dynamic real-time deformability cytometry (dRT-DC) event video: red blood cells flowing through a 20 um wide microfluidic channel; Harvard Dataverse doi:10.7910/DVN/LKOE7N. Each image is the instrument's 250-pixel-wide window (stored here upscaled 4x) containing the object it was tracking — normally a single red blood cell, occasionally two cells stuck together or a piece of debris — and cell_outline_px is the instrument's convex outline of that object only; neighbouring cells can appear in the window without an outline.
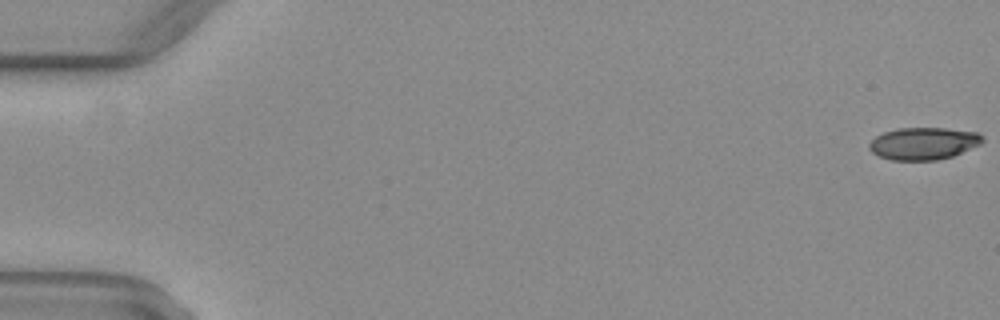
{"species": "common noctule bat (a hibernating species)", "species_latin": "Nyctalus noctula", "temperature_condition": "warm", "stored_images_in_passage": 52, "camera_frame_rate_fps": 3000, "um_per_image_px": 0.085, "animal": {"sex": "female", "body_mass_g": 29.2, "forearm_length_mm": 56.3}, "frame": {"image": 1, "passage_image": 1, "time_ms": 0.0, "image_size_px": [1000, 320], "cell_outline_px": [[984, 140], [980, 144], [952, 156], [936, 160], [892, 160], [880, 156], [872, 152], [868, 148], [868, 144], [876, 136], [884, 132], [896, 128], [944, 128], [976, 132], [984, 136]], "centroid_in_image_um": [78.49, 12.19], "position_along_channel_um": 6.5, "area_um2": 21.21}}
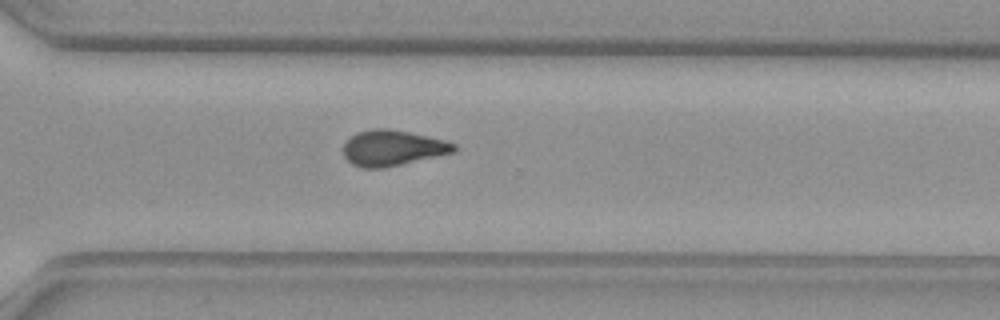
{"frame": {"image": 2, "passage_image": 38, "time_ms": 12.333, "image_size_px": [1000, 320], "cell_outline_px": [[456, 152], [384, 168], [364, 168], [352, 164], [344, 156], [344, 144], [356, 132], [372, 128], [388, 128], [428, 136], [444, 140], [456, 144]], "centroid_in_image_um": [33.38, 12.57], "position_along_channel_um": 337.2, "area_um2": 22.95}}
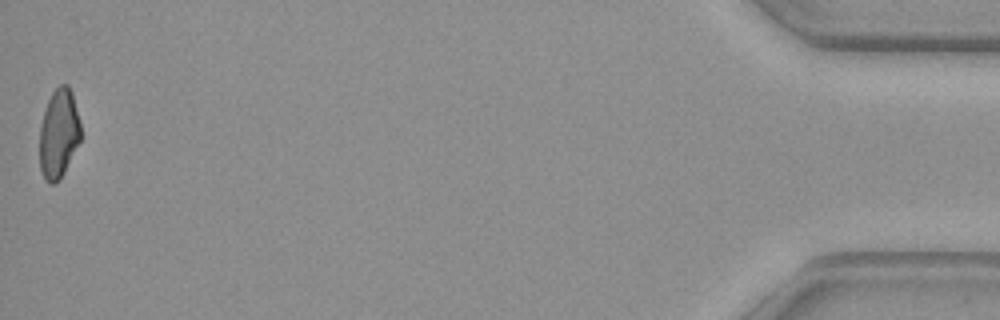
{"frame": {"image": 3, "passage_image": 52, "time_ms": 17.0, "image_size_px": [1000, 320], "cell_outline_px": [[80, 140], [60, 180], [52, 184], [44, 180], [40, 168], [40, 128], [44, 112], [48, 100], [52, 92], [60, 84], [68, 84], [72, 92], [80, 124]], "centroid_in_image_um": [4.98, 11.36], "position_along_channel_um": 430.2, "area_um2": 21.15}, "authors_computed_cell_mechanics": {"area_um2": 22.9466, "velocity_mm_per_s": 4.0881, "shape_relaxation_time_tau1_ms": null, "shape_relaxation_time_tau2_ms": 2.9605, "deformation_change_tau1": null, "deformation_change_tau2": 0.1008}}